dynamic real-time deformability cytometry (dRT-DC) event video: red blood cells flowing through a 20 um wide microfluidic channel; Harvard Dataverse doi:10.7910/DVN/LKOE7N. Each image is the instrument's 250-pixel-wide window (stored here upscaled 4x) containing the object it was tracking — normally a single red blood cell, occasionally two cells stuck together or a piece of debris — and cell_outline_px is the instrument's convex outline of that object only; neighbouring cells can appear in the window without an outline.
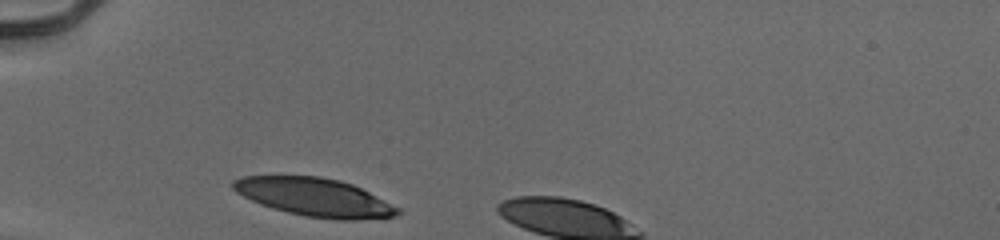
{"species": "human", "species_latin": "Homo sapiens", "temperature_condition": "cold", "stored_images_in_passage": 5, "camera_frame_rate_fps": 3000, "um_per_image_px": 0.085, "donor": {"sex": "male"}, "frame": {"image": 1, "passage_image": 1, "time_ms": 0.0, "image_size_px": [1000, 240], "cell_outline_px": [[400, 212], [396, 216], [356, 220], [336, 220], [304, 216], [272, 208], [260, 204], [236, 192], [232, 188], [232, 180], [244, 176], [320, 176], [340, 180], [352, 184], [400, 208]], "centroid_in_image_um": [26.73, 16.76], "position_along_channel_um": 58.3, "area_um2": 36.53}}